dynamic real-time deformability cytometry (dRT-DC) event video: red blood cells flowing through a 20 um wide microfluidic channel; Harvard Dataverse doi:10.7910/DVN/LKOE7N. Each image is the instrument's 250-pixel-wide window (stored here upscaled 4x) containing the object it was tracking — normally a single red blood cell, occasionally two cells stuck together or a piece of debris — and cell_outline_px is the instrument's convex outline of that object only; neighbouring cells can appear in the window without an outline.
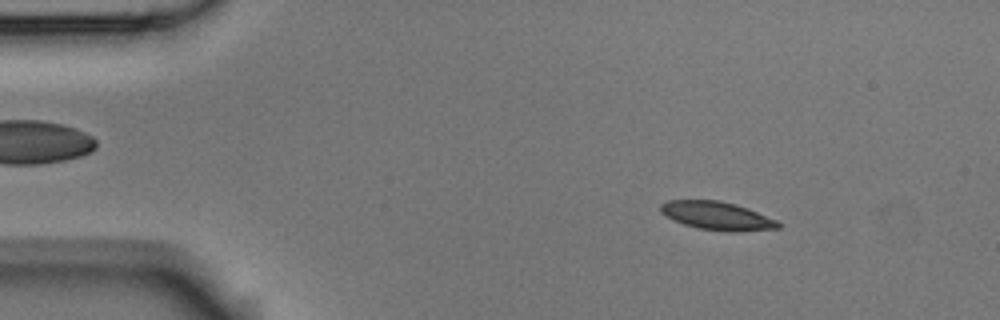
{"species": "Egyptian fruit bat (a non-hibernating species)", "species_latin": "Rousettus aegyptiacus", "temperature_condition": "room temperature", "stored_images_in_passage": 54, "segment_of_instrument_passage": [1, 2], "camera_frame_rate_fps": 3000, "um_per_image_px": 0.085, "animal": {"sex": "male"}, "frame": {"image": 1, "passage_image": 7, "time_ms": 2.0, "image_size_px": [1000, 320], "cell_outline_px": [[780, 228], [736, 232], [728, 232], [696, 228], [672, 220], [660, 212], [660, 204], [668, 200], [720, 200], [736, 204], [748, 208], [776, 220], [780, 224]], "centroid_in_image_um": [60.92, 18.34], "position_along_channel_um": 24.1, "area_um2": 19.54}}
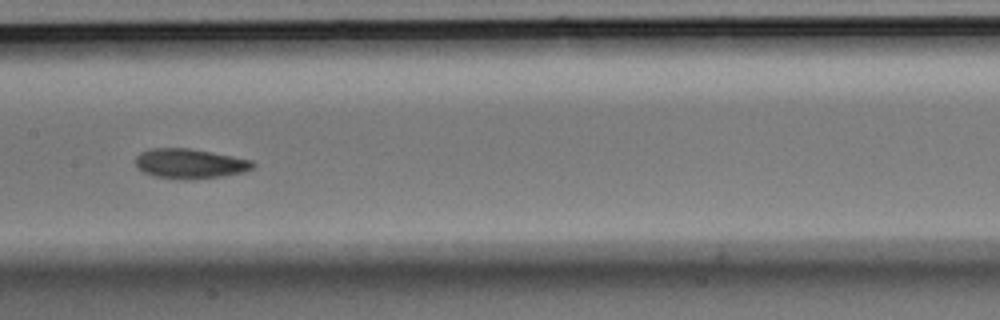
{"frame": {"image": 2, "passage_image": 26, "time_ms": 8.333, "image_size_px": [1000, 320], "cell_outline_px": [[256, 164], [252, 168], [244, 172], [220, 176], [192, 180], [152, 176], [136, 168], [136, 156], [140, 152], [148, 148], [188, 148], [212, 152], [252, 160]], "centroid_in_image_um": [16.11, 13.9], "position_along_channel_um": 191.3, "area_um2": 20.46}}
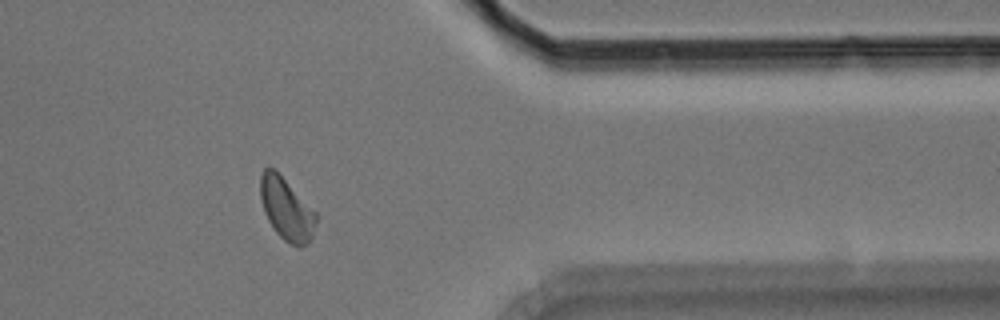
{"frame": {"image": 3, "passage_image": 43, "time_ms": 14.0, "image_size_px": [1000, 320], "cell_outline_px": [[316, 224], [312, 236], [308, 244], [300, 248], [284, 240], [276, 232], [268, 220], [264, 212], [260, 196], [260, 176], [264, 168], [268, 164], [276, 168], [316, 212]], "centroid_in_image_um": [24.34, 17.71], "position_along_channel_um": 387.1, "area_um2": 20.58}}